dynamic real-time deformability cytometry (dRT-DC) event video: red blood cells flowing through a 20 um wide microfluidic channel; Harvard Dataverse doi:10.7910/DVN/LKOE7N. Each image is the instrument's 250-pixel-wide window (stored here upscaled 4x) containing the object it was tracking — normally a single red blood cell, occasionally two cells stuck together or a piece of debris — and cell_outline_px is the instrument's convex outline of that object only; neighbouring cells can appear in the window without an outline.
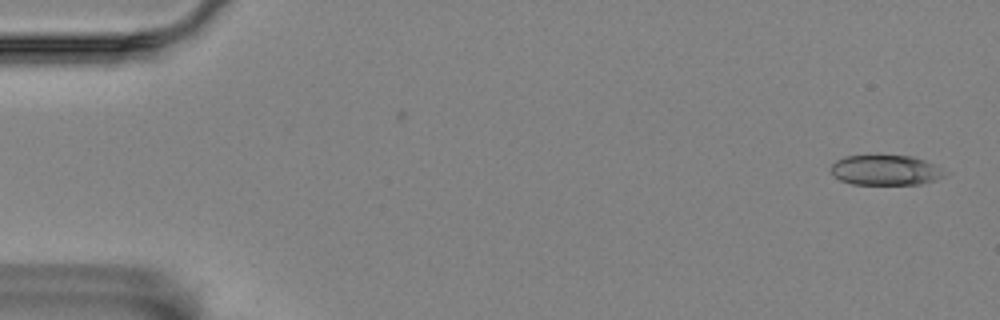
{"species": "Egyptian fruit bat (a non-hibernating species)", "species_latin": "Rousettus aegyptiacus", "temperature_condition": "room temperature", "stored_images_in_passage": 5, "camera_frame_rate_fps": 3000, "um_per_image_px": 0.085, "animal": {"sex": "female"}, "frame": {"image": 1, "passage_image": 1, "time_ms": 0.0, "image_size_px": [1000, 320], "cell_outline_px": [[952, 172], [936, 180], [920, 184], [852, 184], [840, 180], [832, 176], [832, 164], [836, 160], [844, 156], [876, 152], [880, 152], [912, 156], [924, 160]], "centroid_in_image_um": [75.29, 14.4], "position_along_channel_um": 9.7, "area_um2": 21.15}}
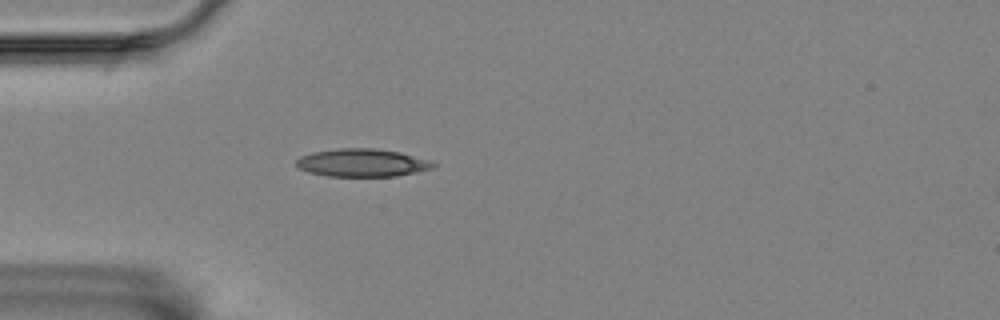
{"frame": {"image": 2, "passage_image": 5, "time_ms": 1.333, "image_size_px": [1000, 320], "cell_outline_px": [[436, 168], [396, 176], [324, 176], [308, 172], [300, 168], [296, 164], [296, 160], [300, 156], [312, 152], [340, 148], [372, 148], [400, 152], [432, 160], [436, 164]], "centroid_in_image_um": [30.82, 13.83], "position_along_channel_um": 54.2, "area_um2": 22.43}}